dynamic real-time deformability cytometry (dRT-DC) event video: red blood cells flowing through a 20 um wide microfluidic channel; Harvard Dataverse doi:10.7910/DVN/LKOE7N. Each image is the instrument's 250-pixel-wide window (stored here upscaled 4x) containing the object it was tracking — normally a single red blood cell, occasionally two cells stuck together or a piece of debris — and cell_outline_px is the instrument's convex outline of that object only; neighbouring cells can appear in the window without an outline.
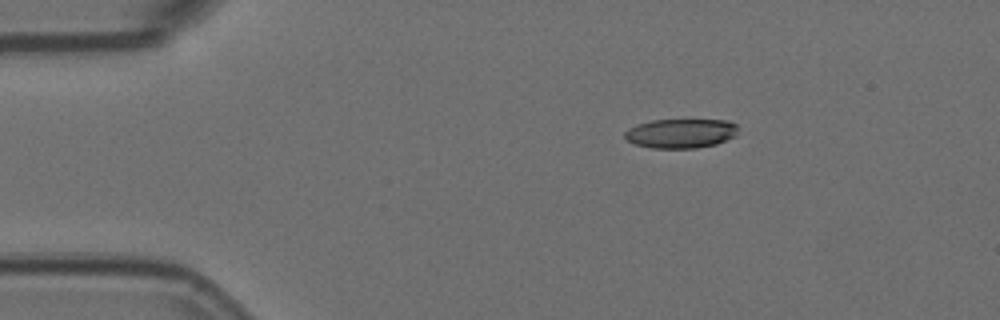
{"species": "Egyptian fruit bat (a non-hibernating species)", "species_latin": "Rousettus aegyptiacus", "temperature_condition": "room temperature", "stored_images_in_passage": 3, "camera_frame_rate_fps": 3000, "um_per_image_px": 0.085, "animal": {"sex": "female"}, "frame": {"image": 1, "passage_image": 1, "time_ms": 0.0, "image_size_px": [1000, 320], "cell_outline_px": [[736, 136], [716, 144], [696, 148], [652, 148], [636, 144], [628, 140], [624, 136], [624, 132], [628, 128], [636, 124], [652, 120], [728, 120], [736, 124]], "centroid_in_image_um": [57.86, 11.33], "position_along_channel_um": 27.1, "area_um2": 19.36}}